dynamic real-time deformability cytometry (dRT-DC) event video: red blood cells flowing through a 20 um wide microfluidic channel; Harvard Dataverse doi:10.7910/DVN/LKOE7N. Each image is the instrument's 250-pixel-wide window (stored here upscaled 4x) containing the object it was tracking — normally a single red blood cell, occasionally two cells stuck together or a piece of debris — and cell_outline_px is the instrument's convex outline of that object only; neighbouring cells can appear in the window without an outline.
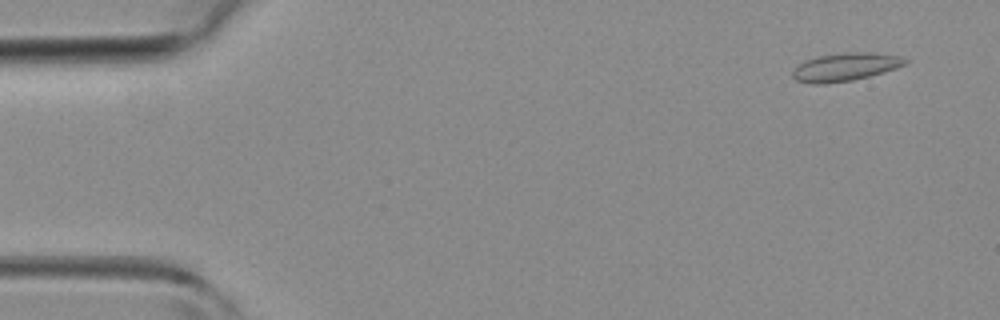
{"species": "common noctule bat (a hibernating species)", "species_latin": "Nyctalus noctula", "temperature_condition": "room temperature", "stored_images_in_passage": 44, "camera_frame_rate_fps": 3000, "um_per_image_px": 0.085, "animal": {"sex": "female", "body_mass_g": 19.3, "forearm_length_mm": 54.1}, "frame": {"image": 1, "passage_image": 3, "time_ms": 0.667, "image_size_px": [1000, 320], "cell_outline_px": [[908, 60], [904, 64], [896, 68], [884, 72], [852, 80], [824, 84], [808, 84], [796, 80], [792, 76], [792, 72], [804, 60], [816, 56], [844, 52], [872, 52], [900, 56]], "centroid_in_image_um": [71.82, 5.69], "position_along_channel_um": 13.2, "area_um2": 18.44}}
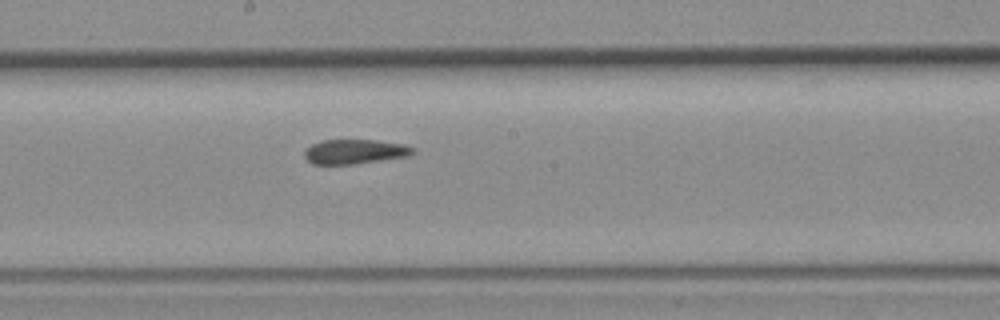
{"frame": {"image": 2, "passage_image": 24, "time_ms": 7.667, "image_size_px": [1000, 320], "cell_outline_px": [[416, 152], [412, 156], [356, 164], [312, 164], [304, 156], [304, 152], [312, 144], [324, 140], [372, 140], [400, 144], [412, 148]], "centroid_in_image_um": [30.17, 12.9], "position_along_channel_um": 218.0, "area_um2": 15.43}}
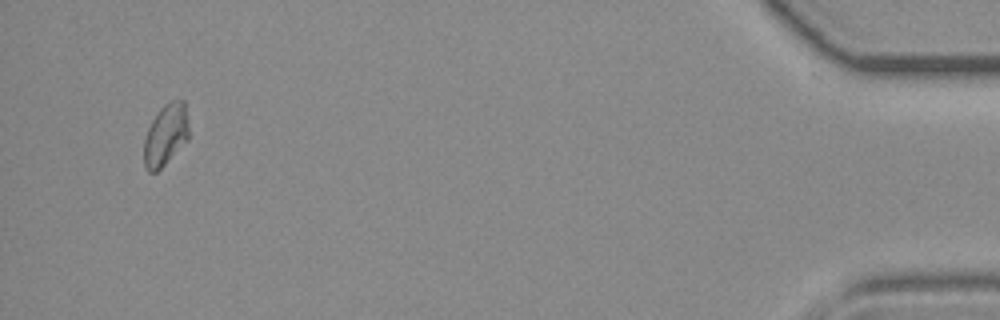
{"frame": {"image": 3, "passage_image": 43, "time_ms": 14.0, "image_size_px": [1000, 320], "cell_outline_px": [[188, 140], [156, 172], [148, 172], [144, 164], [144, 140], [148, 128], [156, 112], [164, 104], [172, 100], [184, 100], [188, 120]], "centroid_in_image_um": [14.08, 11.44], "position_along_channel_um": 421.1, "area_um2": 16.07}}